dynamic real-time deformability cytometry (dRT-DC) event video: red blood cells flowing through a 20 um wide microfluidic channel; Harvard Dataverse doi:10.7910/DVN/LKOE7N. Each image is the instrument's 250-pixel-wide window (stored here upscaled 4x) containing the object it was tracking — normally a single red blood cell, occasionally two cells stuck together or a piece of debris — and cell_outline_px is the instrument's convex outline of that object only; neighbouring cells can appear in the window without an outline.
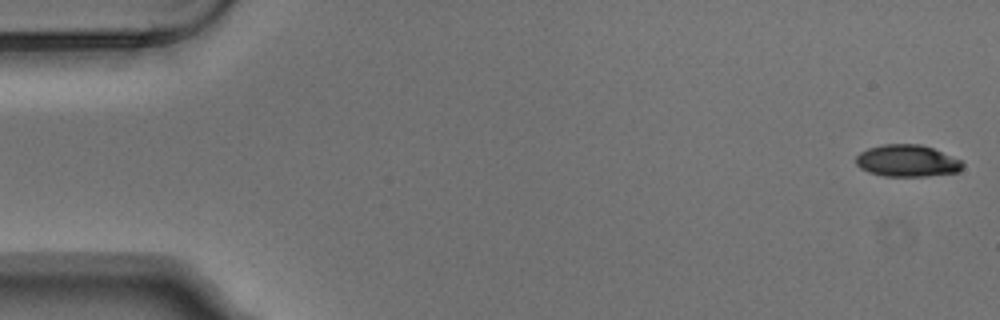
{"species": "Egyptian fruit bat (a non-hibernating species)", "species_latin": "Rousettus aegyptiacus", "temperature_condition": "warm", "stored_images_in_passage": 5, "camera_frame_rate_fps": 3000, "um_per_image_px": 0.085, "animal": {"sex": "male"}, "frame": {"image": 1, "passage_image": 1, "time_ms": 0.0, "image_size_px": [1000, 320], "cell_outline_px": [[964, 164], [956, 172], [928, 176], [884, 176], [868, 172], [860, 168], [856, 164], [856, 156], [860, 152], [868, 148], [884, 144], [920, 144], [932, 148], [960, 160]], "centroid_in_image_um": [77.06, 13.67], "position_along_channel_um": 7.9, "area_um2": 19.65}}
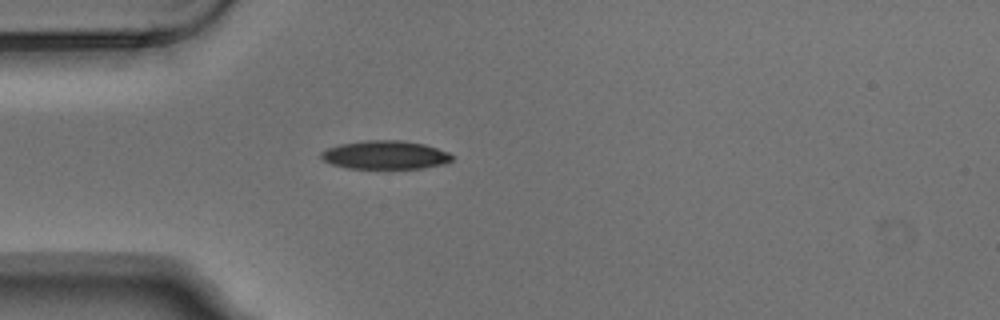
{"frame": {"image": 2, "passage_image": 5, "time_ms": 1.333, "image_size_px": [1000, 320], "cell_outline_px": [[456, 156], [452, 160], [444, 164], [424, 168], [348, 168], [332, 164], [324, 160], [320, 156], [320, 152], [328, 148], [340, 144], [368, 140], [400, 140], [424, 144], [448, 152]], "centroid_in_image_um": [32.77, 13.17], "position_along_channel_um": 52.2, "area_um2": 21.68}}